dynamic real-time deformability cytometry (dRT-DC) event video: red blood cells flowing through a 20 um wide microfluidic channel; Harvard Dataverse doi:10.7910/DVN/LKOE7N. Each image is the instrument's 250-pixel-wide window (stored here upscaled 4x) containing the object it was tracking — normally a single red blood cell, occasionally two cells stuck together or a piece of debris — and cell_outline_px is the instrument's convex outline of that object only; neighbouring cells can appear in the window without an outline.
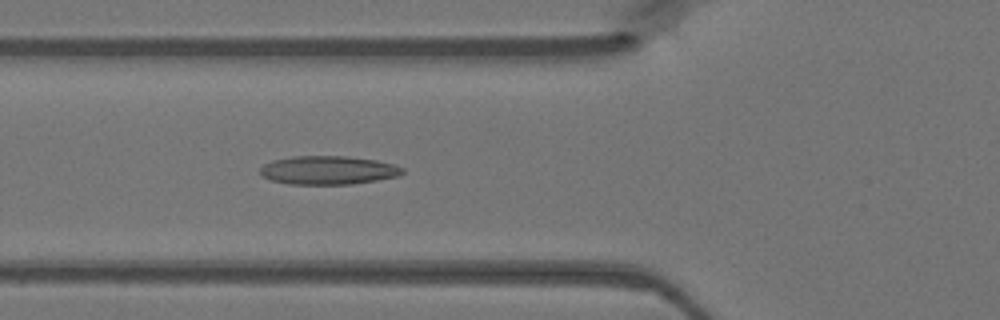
{"species": "Egyptian fruit bat (a non-hibernating species)", "species_latin": "Rousettus aegyptiacus", "temperature_condition": "warm", "stored_images_in_passage": 46, "camera_frame_rate_fps": 3000, "um_per_image_px": 0.085, "animal": {"sex": "female"}, "frame": {"image": 1, "passage_image": 16, "time_ms": 5.0, "image_size_px": [1000, 320], "cell_outline_px": [[404, 172], [400, 176], [352, 184], [288, 184], [272, 180], [264, 176], [260, 172], [260, 168], [264, 164], [272, 160], [292, 156], [348, 156], [376, 160], [396, 164], [404, 168]], "centroid_in_image_um": [27.93, 14.46], "position_along_channel_um": 97.9, "area_um2": 23.81}}
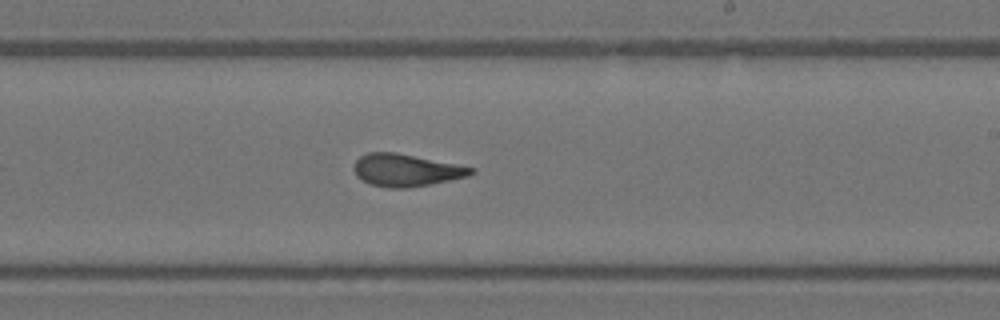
{"frame": {"image": 2, "passage_image": 27, "time_ms": 8.667, "image_size_px": [1000, 320], "cell_outline_px": [[476, 172], [468, 176], [432, 184], [408, 188], [388, 188], [368, 184], [356, 176], [352, 168], [352, 164], [360, 156], [368, 152], [396, 152], [476, 168]], "centroid_in_image_um": [34.48, 14.47], "position_along_channel_um": 254.5, "area_um2": 22.37}}
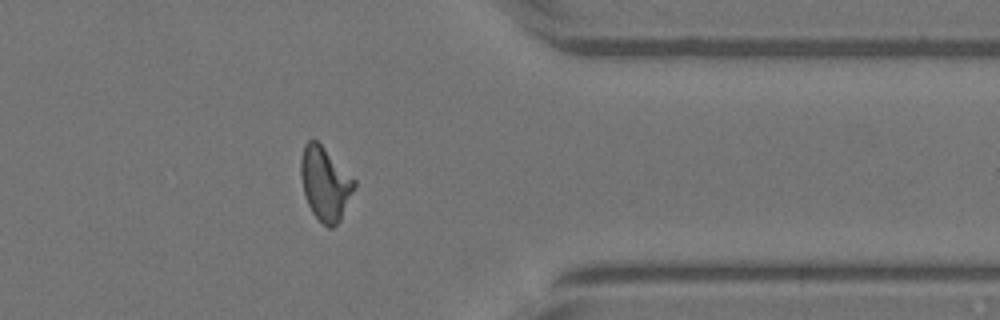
{"frame": {"image": 3, "passage_image": 37, "time_ms": 12.0, "image_size_px": [1000, 320], "cell_outline_px": [[356, 188], [340, 220], [332, 228], [328, 228], [312, 212], [308, 204], [304, 192], [300, 176], [300, 160], [304, 144], [308, 140], [316, 140], [356, 180]], "centroid_in_image_um": [27.64, 15.61], "position_along_channel_um": 383.8, "area_um2": 22.77}}